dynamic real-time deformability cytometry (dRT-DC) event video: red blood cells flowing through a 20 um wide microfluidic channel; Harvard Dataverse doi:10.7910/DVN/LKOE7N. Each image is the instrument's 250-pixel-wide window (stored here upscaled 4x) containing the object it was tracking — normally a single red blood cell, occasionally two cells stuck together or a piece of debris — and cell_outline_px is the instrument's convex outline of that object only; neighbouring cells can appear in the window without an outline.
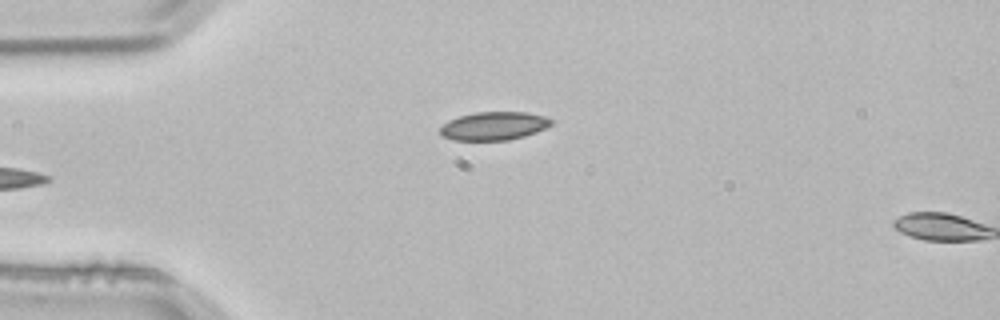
{"species": "common noctule bat (a hibernating species)", "species_latin": "Nyctalus noctula", "temperature_condition": "room temperature", "stored_images_in_passage": 5, "segment_of_instrument_passage": [1, 2], "camera_frame_rate_fps": 3000, "um_per_image_px": 0.085, "animal": {"sex": "male", "body_mass_g": 21.5, "forearm_length_mm": 52.0}, "frame": {"image": 1, "passage_image": 4, "time_ms": 1.0, "image_size_px": [1000, 320], "cell_outline_px": [[552, 124], [536, 132], [524, 136], [508, 140], [452, 140], [440, 136], [440, 128], [448, 120], [460, 116], [476, 112], [528, 112], [544, 116], [552, 120]], "centroid_in_image_um": [41.95, 10.71], "position_along_channel_um": 43.0, "area_um2": 18.32}}